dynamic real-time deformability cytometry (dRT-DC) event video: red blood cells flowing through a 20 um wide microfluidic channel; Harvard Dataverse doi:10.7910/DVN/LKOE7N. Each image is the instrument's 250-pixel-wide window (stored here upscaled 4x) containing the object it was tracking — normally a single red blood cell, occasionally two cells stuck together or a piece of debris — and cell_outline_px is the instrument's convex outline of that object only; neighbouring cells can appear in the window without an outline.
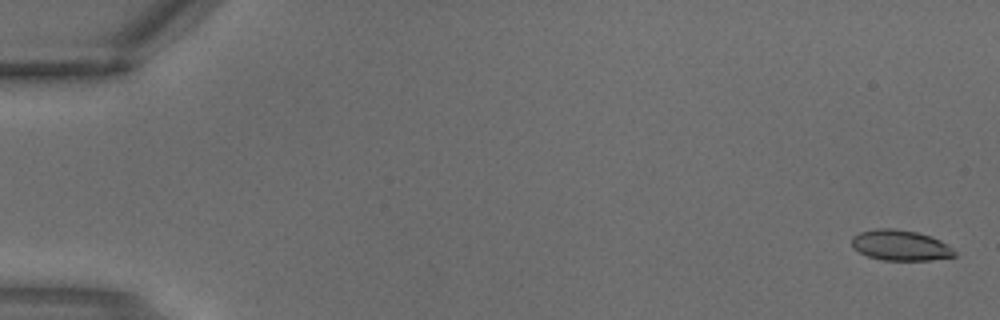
{"species": "common noctule bat (a hibernating species)", "species_latin": "Nyctalus noctula", "temperature_condition": "warm", "stored_images_in_passage": 4, "camera_frame_rate_fps": 3000, "um_per_image_px": 0.085, "animal": {"sex": "male", "body_mass_g": 18.8}, "frame": {"image": 1, "passage_image": 1, "time_ms": 0.0, "image_size_px": [1000, 320], "cell_outline_px": [[956, 256], [932, 260], [884, 260], [868, 256], [852, 248], [852, 236], [860, 232], [876, 228], [896, 228], [916, 232], [932, 236], [940, 240], [952, 248], [956, 252]], "centroid_in_image_um": [76.53, 20.84], "position_along_channel_um": 8.5, "area_um2": 18.38}}